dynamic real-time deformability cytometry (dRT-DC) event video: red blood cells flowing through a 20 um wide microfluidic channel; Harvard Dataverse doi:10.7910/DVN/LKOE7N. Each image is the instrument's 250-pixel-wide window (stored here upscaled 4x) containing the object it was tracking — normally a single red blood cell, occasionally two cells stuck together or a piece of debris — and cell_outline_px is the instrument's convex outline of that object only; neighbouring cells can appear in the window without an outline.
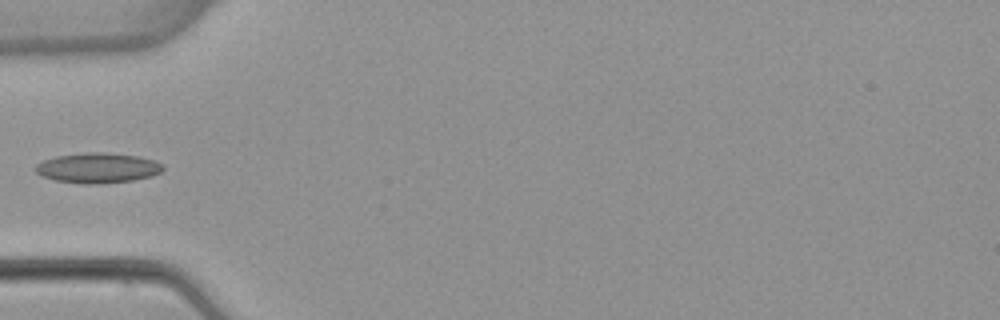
{"species": "common noctule bat (a hibernating species)", "species_latin": "Nyctalus noctula", "temperature_condition": "warm", "stored_images_in_passage": 4, "camera_frame_rate_fps": 3000, "um_per_image_px": 0.085, "animal": {"sex": "female", "body_mass_g": 22.7, "forearm_length_mm": 54.2}, "frame": {"image": 1, "passage_image": 4, "time_ms": 4.0, "image_size_px": [1000, 320], "cell_outline_px": [[164, 168], [160, 172], [152, 176], [132, 180], [96, 184], [84, 184], [56, 180], [44, 176], [36, 172], [36, 164], [44, 160], [56, 156], [84, 152], [100, 152], [136, 156], [156, 160], [164, 164]], "centroid_in_image_um": [8.34, 14.27], "position_along_channel_um": 76.7, "area_um2": 22.25}}